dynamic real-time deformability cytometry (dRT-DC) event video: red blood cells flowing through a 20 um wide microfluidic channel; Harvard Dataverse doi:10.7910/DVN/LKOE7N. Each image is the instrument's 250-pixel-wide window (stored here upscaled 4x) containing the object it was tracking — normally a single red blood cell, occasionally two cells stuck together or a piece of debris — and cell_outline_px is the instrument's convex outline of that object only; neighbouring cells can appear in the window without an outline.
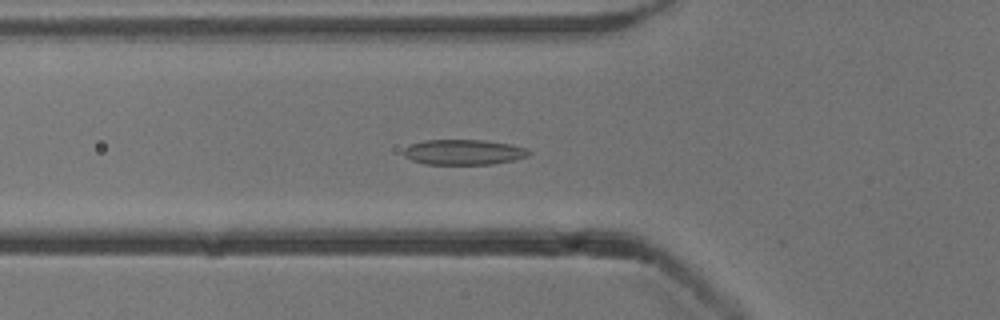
{"species": "common noctule bat (a hibernating species)", "species_latin": "Nyctalus noctula", "temperature_condition": "cold", "stored_images_in_passage": 20, "camera_frame_rate_fps": 3000, "um_per_image_px": 0.085, "animal": {"sex": "male", "body_mass_g": 13.3}, "frame": {"image": 1, "passage_image": 19, "time_ms": 6.0, "image_size_px": [1000, 320], "cell_outline_px": [[532, 152], [528, 156], [512, 160], [492, 164], [424, 164], [412, 160], [404, 156], [404, 148], [412, 144], [424, 140], [480, 140], [512, 144], [528, 148]], "centroid_in_image_um": [39.43, 12.93], "position_along_channel_um": 86.4, "area_um2": 18.44}}